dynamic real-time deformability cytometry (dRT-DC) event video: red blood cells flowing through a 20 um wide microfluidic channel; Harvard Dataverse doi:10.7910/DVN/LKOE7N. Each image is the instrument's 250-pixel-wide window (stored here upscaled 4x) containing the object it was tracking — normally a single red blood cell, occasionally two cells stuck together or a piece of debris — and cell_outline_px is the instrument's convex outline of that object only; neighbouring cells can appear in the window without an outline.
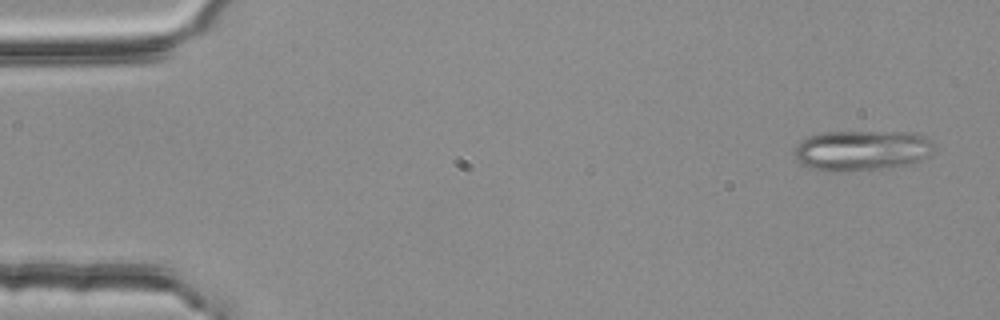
{"species": "common noctule bat (a hibernating species)", "species_latin": "Nyctalus noctula", "temperature_condition": "room temperature", "stored_images_in_passage": 15, "camera_frame_rate_fps": 3000, "um_per_image_px": 0.085, "animal": {"sex": "female", "body_mass_g": 25.1}, "frame": {"image": 1, "passage_image": 3, "time_ms": 0.667, "image_size_px": [1000, 320], "cell_outline_px": [[932, 152], [928, 156], [920, 160], [908, 164], [880, 168], [844, 172], [824, 172], [808, 168], [796, 160], [792, 152], [796, 144], [800, 140], [808, 136], [820, 132], [916, 132], [924, 136], [932, 144]], "centroid_in_image_um": [73.15, 12.79], "position_along_channel_um": 11.9, "area_um2": 33.29}}